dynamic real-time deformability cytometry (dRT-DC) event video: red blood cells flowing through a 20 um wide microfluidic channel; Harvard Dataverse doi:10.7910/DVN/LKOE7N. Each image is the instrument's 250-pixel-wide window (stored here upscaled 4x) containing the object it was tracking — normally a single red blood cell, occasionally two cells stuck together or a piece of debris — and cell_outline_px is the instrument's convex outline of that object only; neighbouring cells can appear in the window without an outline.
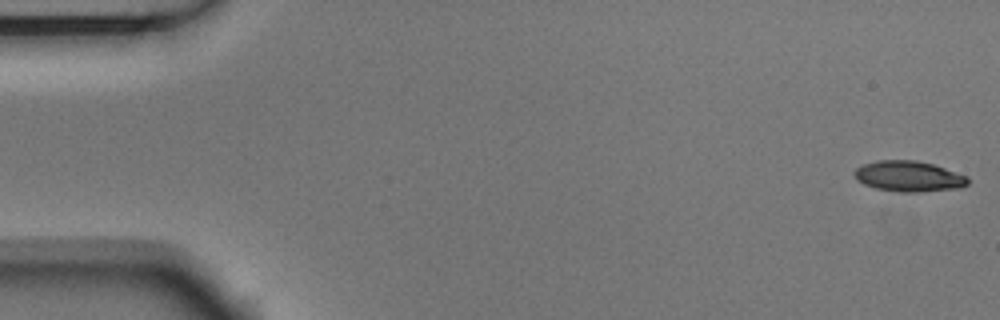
{"species": "Egyptian fruit bat (a non-hibernating species)", "species_latin": "Rousettus aegyptiacus", "temperature_condition": "room temperature", "stored_images_in_passage": 4, "camera_frame_rate_fps": 3000, "um_per_image_px": 0.085, "animal": {"sex": "male"}, "frame": {"image": 1, "passage_image": 1, "time_ms": 0.0, "image_size_px": [1000, 320], "cell_outline_px": [[968, 184], [960, 188], [920, 192], [900, 192], [876, 188], [864, 184], [856, 180], [852, 172], [856, 168], [864, 164], [876, 160], [916, 160], [932, 164], [968, 176]], "centroid_in_image_um": [77.22, 14.98], "position_along_channel_um": 7.8, "area_um2": 20.35}}
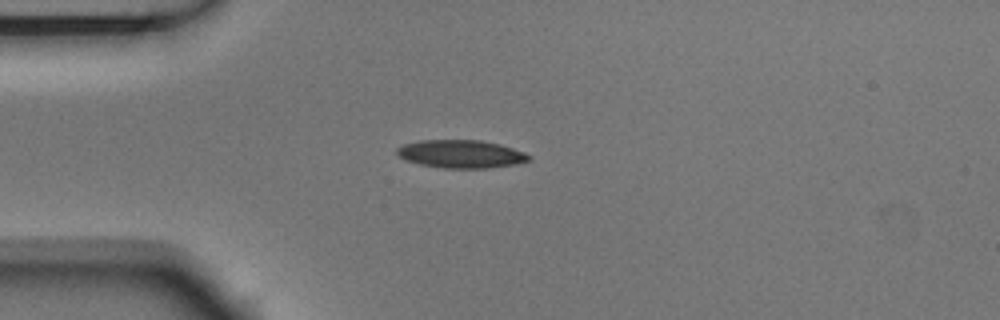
{"frame": {"image": 2, "passage_image": 4, "time_ms": 1.0, "image_size_px": [1000, 320], "cell_outline_px": [[532, 160], [516, 164], [488, 168], [440, 168], [420, 164], [404, 160], [396, 152], [396, 148], [404, 144], [420, 140], [480, 140], [500, 144], [524, 152], [532, 156]], "centroid_in_image_um": [39.2, 13.09], "position_along_channel_um": 45.8, "area_um2": 21.68}}